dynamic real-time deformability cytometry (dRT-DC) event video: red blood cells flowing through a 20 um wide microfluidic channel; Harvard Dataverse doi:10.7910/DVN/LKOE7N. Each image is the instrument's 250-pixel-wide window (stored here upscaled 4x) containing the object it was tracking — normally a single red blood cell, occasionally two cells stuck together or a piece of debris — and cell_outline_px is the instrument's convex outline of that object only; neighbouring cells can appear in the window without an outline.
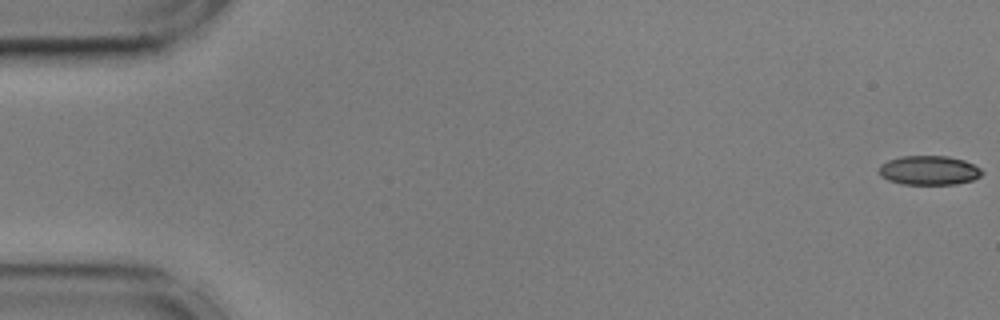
{"species": "common noctule bat (a hibernating species)", "species_latin": "Nyctalus noctula", "temperature_condition": "cold", "stored_images_in_passage": 56, "camera_frame_rate_fps": 3000, "um_per_image_px": 0.085, "animal": {"sex": "male", "body_mass_g": 17.9, "forearm_length_mm": 54.2}, "frame": {"image": 1, "passage_image": 1, "time_ms": 0.0, "image_size_px": [1000, 320], "cell_outline_px": [[984, 172], [980, 176], [972, 180], [956, 184], [904, 184], [888, 180], [880, 176], [880, 164], [888, 160], [900, 156], [948, 156], [964, 160], [980, 168]], "centroid_in_image_um": [78.96, 14.47], "position_along_channel_um": 6.0, "area_um2": 17.51}}
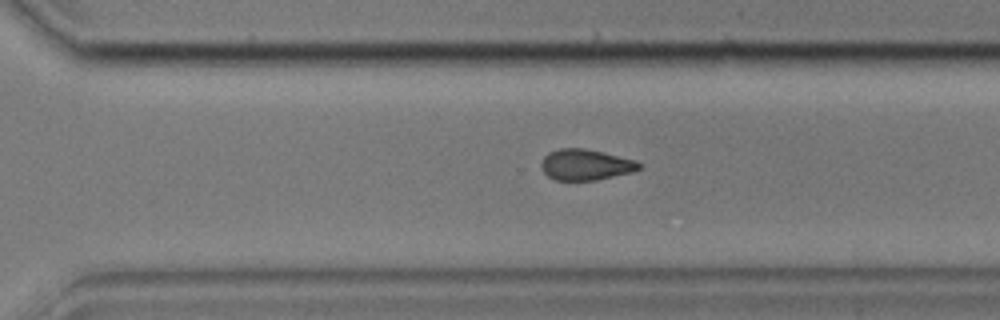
{"frame": {"image": 2, "passage_image": 39, "time_ms": 12.667, "image_size_px": [1000, 320], "cell_outline_px": [[640, 168], [632, 172], [596, 180], [556, 180], [548, 176], [540, 168], [540, 164], [544, 156], [548, 152], [560, 148], [584, 148], [604, 152], [636, 160], [640, 164]], "centroid_in_image_um": [49.75, 13.99], "position_along_channel_um": 320.8, "area_um2": 17.69}}
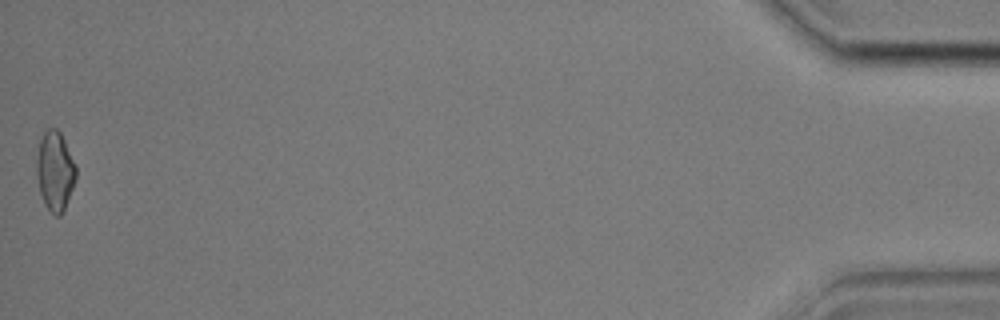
{"frame": {"image": 3, "passage_image": 56, "time_ms": 18.333, "image_size_px": [1000, 320], "cell_outline_px": [[76, 180], [64, 212], [60, 216], [56, 216], [44, 204], [40, 192], [36, 176], [36, 160], [40, 140], [44, 132], [48, 128], [56, 128], [60, 132], [76, 164]], "centroid_in_image_um": [4.68, 14.56], "position_along_channel_um": 430.5, "area_um2": 18.38}, "authors_computed_cell_mechanics": {"area_um2": 18.207, "velocity_mm_per_s": 3.604, "shape_relaxation_time_tau1_ms": null, "shape_relaxation_time_tau2_ms": 5.4374, "deformation_change_tau1": null, "deformation_change_tau2": 0.1131}}